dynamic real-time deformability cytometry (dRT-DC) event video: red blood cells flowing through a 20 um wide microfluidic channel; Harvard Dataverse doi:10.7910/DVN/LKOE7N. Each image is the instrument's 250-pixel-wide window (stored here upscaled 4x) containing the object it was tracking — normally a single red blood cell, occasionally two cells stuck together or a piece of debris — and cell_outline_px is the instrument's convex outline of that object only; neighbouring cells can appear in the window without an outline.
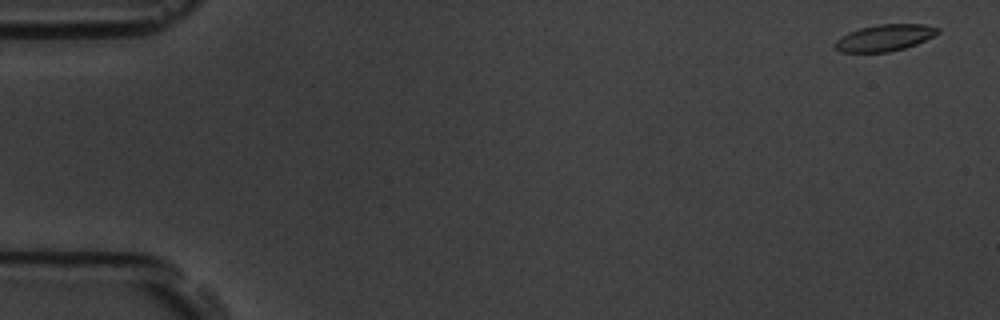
{"species": "common noctule bat (a hibernating species)", "species_latin": "Nyctalus noctula", "temperature_condition": "room temperature", "stored_images_in_passage": 54, "camera_frame_rate_fps": 3000, "um_per_image_px": 0.085, "animal": {"sex": "male", "body_mass_g": 19.5, "forearm_length_mm": 54.6}, "frame": {"image": 1, "passage_image": 2, "time_ms": 0.333, "image_size_px": [1000, 320], "cell_outline_px": [[940, 32], [916, 44], [904, 48], [888, 52], [840, 52], [836, 48], [836, 40], [848, 32], [860, 28], [880, 24], [924, 24], [940, 28]], "centroid_in_image_um": [75.21, 3.2], "position_along_channel_um": 9.8, "area_um2": 15.72}}
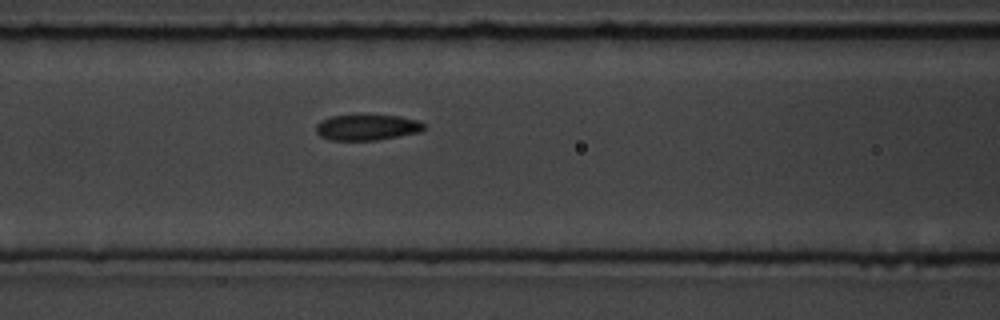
{"frame": {"image": 2, "passage_image": 23, "time_ms": 7.333, "image_size_px": [1000, 320], "cell_outline_px": [[428, 128], [420, 132], [376, 140], [332, 140], [320, 136], [316, 132], [316, 124], [320, 120], [332, 116], [400, 116], [420, 120]], "centroid_in_image_um": [31.23, 10.83], "position_along_channel_um": 135.4, "area_um2": 16.13}}
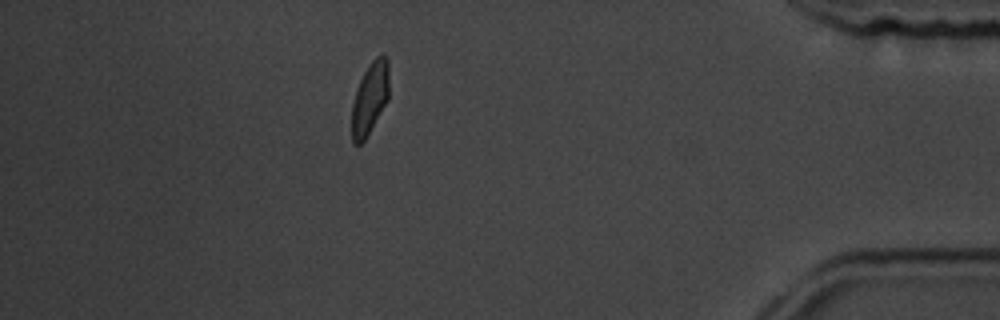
{"frame": {"image": 3, "passage_image": 48, "time_ms": 15.667, "image_size_px": [1000, 320], "cell_outline_px": [[388, 100], [364, 140], [360, 144], [352, 144], [352, 104], [356, 88], [364, 72], [372, 60], [376, 56], [384, 56], [388, 60]], "centroid_in_image_um": [31.42, 8.36], "position_along_channel_um": 403.8, "area_um2": 15.43}, "authors_computed_cell_mechanics": {"area_um2": 16.2707, "velocity_mm_per_s": 3.7642, "shape_relaxation_time_tau1_ms": 2.895, "shape_relaxation_time_tau2_ms": 1.5026, "deformation_change_tau1": 0.1129, "deformation_change_tau2": 0.0606}}